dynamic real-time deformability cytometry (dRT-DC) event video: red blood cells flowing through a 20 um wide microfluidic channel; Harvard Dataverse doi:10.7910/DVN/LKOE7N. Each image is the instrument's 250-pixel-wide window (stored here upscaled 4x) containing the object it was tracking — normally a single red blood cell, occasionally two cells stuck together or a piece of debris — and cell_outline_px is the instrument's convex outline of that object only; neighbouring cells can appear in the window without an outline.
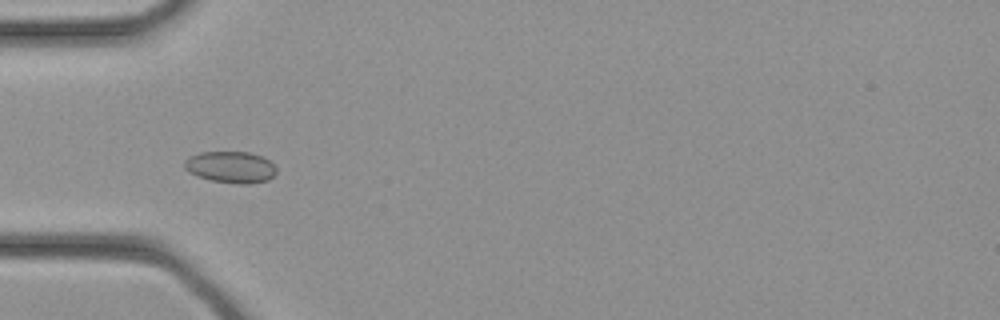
{"species": "common noctule bat (a hibernating species)", "species_latin": "Nyctalus noctula", "temperature_condition": "cold", "stored_images_in_passage": 31, "camera_frame_rate_fps": 3000, "um_per_image_px": 0.085, "animal": {"sex": "female", "body_mass_g": 21.9}, "frame": {"image": 1, "passage_image": 8, "time_ms": 2.333, "image_size_px": [1000, 320], "cell_outline_px": [[276, 172], [268, 180], [248, 184], [240, 184], [212, 180], [196, 176], [188, 172], [184, 168], [184, 160], [188, 156], [200, 152], [248, 152], [264, 156], [276, 168]], "centroid_in_image_um": [19.58, 14.19], "position_along_channel_um": 65.4, "area_um2": 16.99}}
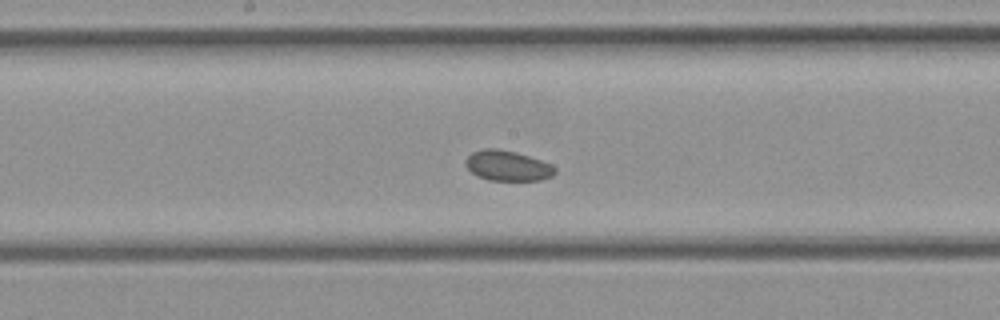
{"frame": {"image": 2, "passage_image": 15, "time_ms": 4.667, "image_size_px": [1000, 320], "cell_outline_px": [[556, 172], [552, 176], [540, 180], [488, 180], [476, 176], [464, 164], [464, 160], [472, 152], [484, 148], [496, 148], [516, 152], [552, 164], [556, 168]], "centroid_in_image_um": [43.12, 14.08], "position_along_channel_um": 205.1, "area_um2": 15.84}}
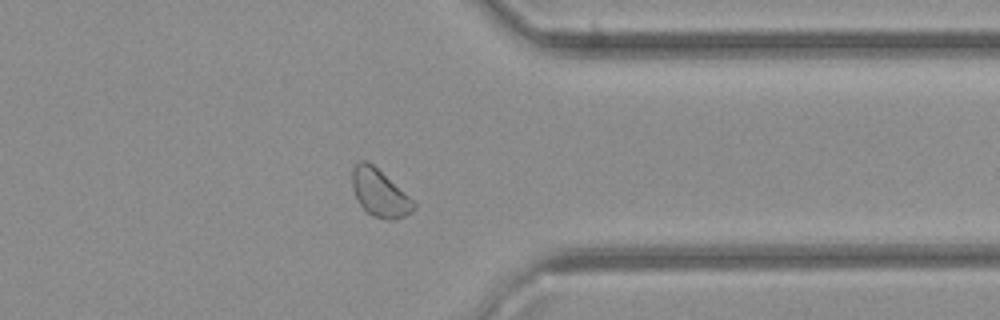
{"frame": {"image": 3, "passage_image": 24, "time_ms": 7.667, "image_size_px": [1000, 320], "cell_outline_px": [[416, 208], [412, 212], [396, 220], [388, 220], [376, 216], [368, 212], [360, 204], [352, 188], [352, 168], [360, 160], [364, 160], [372, 164], [408, 196], [416, 204]], "centroid_in_image_um": [32.26, 16.41], "position_along_channel_um": 379.1, "area_um2": 16.53}}